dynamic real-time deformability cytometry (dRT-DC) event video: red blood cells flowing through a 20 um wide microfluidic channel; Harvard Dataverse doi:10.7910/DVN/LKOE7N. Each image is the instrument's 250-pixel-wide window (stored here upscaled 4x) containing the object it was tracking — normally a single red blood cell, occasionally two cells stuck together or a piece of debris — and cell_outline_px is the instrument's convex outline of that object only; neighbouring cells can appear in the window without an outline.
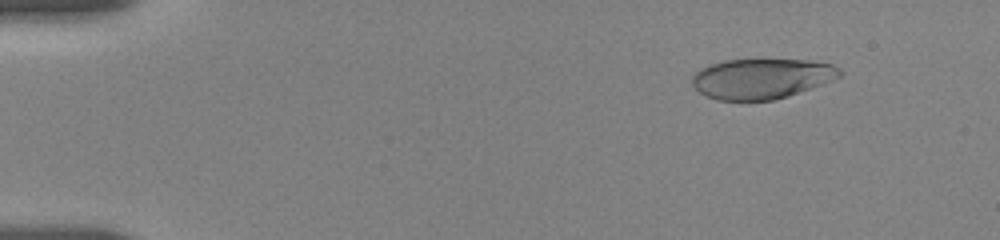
{"species": "human", "species_latin": "Homo sapiens", "temperature_condition": "room temperature", "stored_images_in_passage": 13, "camera_frame_rate_fps": 3000, "um_per_image_px": 0.085, "donor": {"sex": "female"}, "frame": {"image": 1, "passage_image": 1, "time_ms": 0.0, "image_size_px": [1000, 240], "cell_outline_px": [[844, 72], [840, 76], [820, 84], [788, 96], [772, 100], [716, 100], [700, 92], [692, 84], [692, 76], [700, 68], [708, 64], [724, 60], [808, 60], [832, 64], [840, 68]], "centroid_in_image_um": [64.71, 6.67], "position_along_channel_um": 20.3, "area_um2": 34.33}}
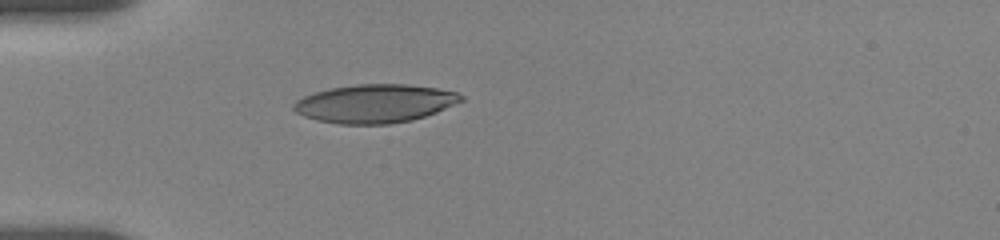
{"frame": {"image": 2, "passage_image": 10, "time_ms": 3.333, "image_size_px": [1000, 240], "cell_outline_px": [[464, 100], [436, 112], [412, 120], [388, 124], [340, 124], [316, 120], [304, 116], [296, 112], [292, 108], [292, 104], [296, 100], [304, 96], [316, 92], [332, 88], [356, 84], [404, 84], [436, 88], [456, 92], [464, 96]], "centroid_in_image_um": [31.85, 8.8], "position_along_channel_um": 53.1, "area_um2": 37.34}}